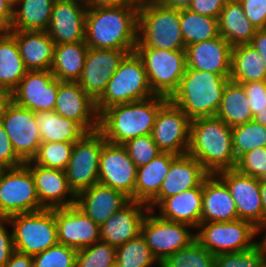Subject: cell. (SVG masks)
<instances>
[{
    "mask_svg": "<svg viewBox=\"0 0 266 267\" xmlns=\"http://www.w3.org/2000/svg\"><path fill=\"white\" fill-rule=\"evenodd\" d=\"M138 13L135 5L88 8L85 43L90 48L135 52L138 40Z\"/></svg>",
    "mask_w": 266,
    "mask_h": 267,
    "instance_id": "obj_1",
    "label": "cell"
},
{
    "mask_svg": "<svg viewBox=\"0 0 266 267\" xmlns=\"http://www.w3.org/2000/svg\"><path fill=\"white\" fill-rule=\"evenodd\" d=\"M187 154L196 158L209 174L235 169L232 128L217 116L191 120Z\"/></svg>",
    "mask_w": 266,
    "mask_h": 267,
    "instance_id": "obj_2",
    "label": "cell"
},
{
    "mask_svg": "<svg viewBox=\"0 0 266 267\" xmlns=\"http://www.w3.org/2000/svg\"><path fill=\"white\" fill-rule=\"evenodd\" d=\"M168 100L154 95L148 99L110 106L99 115V131L107 142L117 145L152 134L157 113Z\"/></svg>",
    "mask_w": 266,
    "mask_h": 267,
    "instance_id": "obj_3",
    "label": "cell"
},
{
    "mask_svg": "<svg viewBox=\"0 0 266 267\" xmlns=\"http://www.w3.org/2000/svg\"><path fill=\"white\" fill-rule=\"evenodd\" d=\"M230 78L209 71L186 68L177 91L169 99L191 120L216 116Z\"/></svg>",
    "mask_w": 266,
    "mask_h": 267,
    "instance_id": "obj_4",
    "label": "cell"
},
{
    "mask_svg": "<svg viewBox=\"0 0 266 267\" xmlns=\"http://www.w3.org/2000/svg\"><path fill=\"white\" fill-rule=\"evenodd\" d=\"M136 47L185 50L180 9L165 7L160 2L139 7Z\"/></svg>",
    "mask_w": 266,
    "mask_h": 267,
    "instance_id": "obj_5",
    "label": "cell"
},
{
    "mask_svg": "<svg viewBox=\"0 0 266 267\" xmlns=\"http://www.w3.org/2000/svg\"><path fill=\"white\" fill-rule=\"evenodd\" d=\"M152 96L154 94L149 86L143 61L136 52H132L120 62L105 92L96 101V109L100 115L110 106L140 101Z\"/></svg>",
    "mask_w": 266,
    "mask_h": 267,
    "instance_id": "obj_6",
    "label": "cell"
},
{
    "mask_svg": "<svg viewBox=\"0 0 266 267\" xmlns=\"http://www.w3.org/2000/svg\"><path fill=\"white\" fill-rule=\"evenodd\" d=\"M135 52L143 61L153 94L170 99L186 72V50L135 47Z\"/></svg>",
    "mask_w": 266,
    "mask_h": 267,
    "instance_id": "obj_7",
    "label": "cell"
},
{
    "mask_svg": "<svg viewBox=\"0 0 266 267\" xmlns=\"http://www.w3.org/2000/svg\"><path fill=\"white\" fill-rule=\"evenodd\" d=\"M7 223L13 226L16 252L33 256L58 244L55 208L16 214Z\"/></svg>",
    "mask_w": 266,
    "mask_h": 267,
    "instance_id": "obj_8",
    "label": "cell"
},
{
    "mask_svg": "<svg viewBox=\"0 0 266 267\" xmlns=\"http://www.w3.org/2000/svg\"><path fill=\"white\" fill-rule=\"evenodd\" d=\"M197 228L201 231L196 232V240L214 256L243 252L259 243L253 238L260 229L247 220L200 223Z\"/></svg>",
    "mask_w": 266,
    "mask_h": 267,
    "instance_id": "obj_9",
    "label": "cell"
},
{
    "mask_svg": "<svg viewBox=\"0 0 266 267\" xmlns=\"http://www.w3.org/2000/svg\"><path fill=\"white\" fill-rule=\"evenodd\" d=\"M42 209L30 169L25 164L5 168L0 174V218Z\"/></svg>",
    "mask_w": 266,
    "mask_h": 267,
    "instance_id": "obj_10",
    "label": "cell"
},
{
    "mask_svg": "<svg viewBox=\"0 0 266 267\" xmlns=\"http://www.w3.org/2000/svg\"><path fill=\"white\" fill-rule=\"evenodd\" d=\"M105 142L99 130L86 133L75 142L65 169L68 185L75 195L99 183V159Z\"/></svg>",
    "mask_w": 266,
    "mask_h": 267,
    "instance_id": "obj_11",
    "label": "cell"
},
{
    "mask_svg": "<svg viewBox=\"0 0 266 267\" xmlns=\"http://www.w3.org/2000/svg\"><path fill=\"white\" fill-rule=\"evenodd\" d=\"M0 122L16 154L24 162L32 160L42 142L35 112L16 104L8 97L0 111Z\"/></svg>",
    "mask_w": 266,
    "mask_h": 267,
    "instance_id": "obj_12",
    "label": "cell"
},
{
    "mask_svg": "<svg viewBox=\"0 0 266 267\" xmlns=\"http://www.w3.org/2000/svg\"><path fill=\"white\" fill-rule=\"evenodd\" d=\"M149 210L141 225V235L145 239L152 254L162 263L168 256L188 246L194 241L195 234L188 229L191 225L166 220L153 215Z\"/></svg>",
    "mask_w": 266,
    "mask_h": 267,
    "instance_id": "obj_13",
    "label": "cell"
},
{
    "mask_svg": "<svg viewBox=\"0 0 266 267\" xmlns=\"http://www.w3.org/2000/svg\"><path fill=\"white\" fill-rule=\"evenodd\" d=\"M191 119L170 100L158 111L152 137L159 150L176 156L187 154Z\"/></svg>",
    "mask_w": 266,
    "mask_h": 267,
    "instance_id": "obj_14",
    "label": "cell"
},
{
    "mask_svg": "<svg viewBox=\"0 0 266 267\" xmlns=\"http://www.w3.org/2000/svg\"><path fill=\"white\" fill-rule=\"evenodd\" d=\"M137 167L123 145L105 142L100 153L98 181L135 200Z\"/></svg>",
    "mask_w": 266,
    "mask_h": 267,
    "instance_id": "obj_15",
    "label": "cell"
},
{
    "mask_svg": "<svg viewBox=\"0 0 266 267\" xmlns=\"http://www.w3.org/2000/svg\"><path fill=\"white\" fill-rule=\"evenodd\" d=\"M58 87L51 70L27 71L9 98L33 112L54 111Z\"/></svg>",
    "mask_w": 266,
    "mask_h": 267,
    "instance_id": "obj_16",
    "label": "cell"
},
{
    "mask_svg": "<svg viewBox=\"0 0 266 267\" xmlns=\"http://www.w3.org/2000/svg\"><path fill=\"white\" fill-rule=\"evenodd\" d=\"M217 175L228 186L235 201L238 219L252 222L262 231L264 210L259 179L244 175L236 169L222 170Z\"/></svg>",
    "mask_w": 266,
    "mask_h": 267,
    "instance_id": "obj_17",
    "label": "cell"
},
{
    "mask_svg": "<svg viewBox=\"0 0 266 267\" xmlns=\"http://www.w3.org/2000/svg\"><path fill=\"white\" fill-rule=\"evenodd\" d=\"M127 54L125 50L88 48L78 83L95 102L105 92L109 80Z\"/></svg>",
    "mask_w": 266,
    "mask_h": 267,
    "instance_id": "obj_18",
    "label": "cell"
},
{
    "mask_svg": "<svg viewBox=\"0 0 266 267\" xmlns=\"http://www.w3.org/2000/svg\"><path fill=\"white\" fill-rule=\"evenodd\" d=\"M54 112L76 121L87 133L99 130L96 102L78 82L59 80Z\"/></svg>",
    "mask_w": 266,
    "mask_h": 267,
    "instance_id": "obj_19",
    "label": "cell"
},
{
    "mask_svg": "<svg viewBox=\"0 0 266 267\" xmlns=\"http://www.w3.org/2000/svg\"><path fill=\"white\" fill-rule=\"evenodd\" d=\"M58 243L76 250L100 241V226L76 205L55 208Z\"/></svg>",
    "mask_w": 266,
    "mask_h": 267,
    "instance_id": "obj_20",
    "label": "cell"
},
{
    "mask_svg": "<svg viewBox=\"0 0 266 267\" xmlns=\"http://www.w3.org/2000/svg\"><path fill=\"white\" fill-rule=\"evenodd\" d=\"M208 175L209 173L196 158L189 154L176 156L171 162L158 195L147 206L154 211V207L165 198L199 187Z\"/></svg>",
    "mask_w": 266,
    "mask_h": 267,
    "instance_id": "obj_21",
    "label": "cell"
},
{
    "mask_svg": "<svg viewBox=\"0 0 266 267\" xmlns=\"http://www.w3.org/2000/svg\"><path fill=\"white\" fill-rule=\"evenodd\" d=\"M25 165L32 173L38 199L44 209L63 208L76 204V195L68 185L65 171L37 165L31 160L26 161ZM66 196L70 199H66Z\"/></svg>",
    "mask_w": 266,
    "mask_h": 267,
    "instance_id": "obj_22",
    "label": "cell"
},
{
    "mask_svg": "<svg viewBox=\"0 0 266 267\" xmlns=\"http://www.w3.org/2000/svg\"><path fill=\"white\" fill-rule=\"evenodd\" d=\"M87 7L76 2L56 0L47 33L57 44L85 42Z\"/></svg>",
    "mask_w": 266,
    "mask_h": 267,
    "instance_id": "obj_23",
    "label": "cell"
},
{
    "mask_svg": "<svg viewBox=\"0 0 266 267\" xmlns=\"http://www.w3.org/2000/svg\"><path fill=\"white\" fill-rule=\"evenodd\" d=\"M149 210L146 204L130 200L100 226V241L118 247L137 237Z\"/></svg>",
    "mask_w": 266,
    "mask_h": 267,
    "instance_id": "obj_24",
    "label": "cell"
},
{
    "mask_svg": "<svg viewBox=\"0 0 266 267\" xmlns=\"http://www.w3.org/2000/svg\"><path fill=\"white\" fill-rule=\"evenodd\" d=\"M187 68L230 78L232 46L220 35L186 46Z\"/></svg>",
    "mask_w": 266,
    "mask_h": 267,
    "instance_id": "obj_25",
    "label": "cell"
},
{
    "mask_svg": "<svg viewBox=\"0 0 266 267\" xmlns=\"http://www.w3.org/2000/svg\"><path fill=\"white\" fill-rule=\"evenodd\" d=\"M130 201L123 192L97 183L76 195V206L99 226Z\"/></svg>",
    "mask_w": 266,
    "mask_h": 267,
    "instance_id": "obj_26",
    "label": "cell"
},
{
    "mask_svg": "<svg viewBox=\"0 0 266 267\" xmlns=\"http://www.w3.org/2000/svg\"><path fill=\"white\" fill-rule=\"evenodd\" d=\"M236 220L237 208L228 186L217 174H209L203 181L201 223Z\"/></svg>",
    "mask_w": 266,
    "mask_h": 267,
    "instance_id": "obj_27",
    "label": "cell"
},
{
    "mask_svg": "<svg viewBox=\"0 0 266 267\" xmlns=\"http://www.w3.org/2000/svg\"><path fill=\"white\" fill-rule=\"evenodd\" d=\"M16 39L25 68L33 70H51L55 46L46 31H11Z\"/></svg>",
    "mask_w": 266,
    "mask_h": 267,
    "instance_id": "obj_28",
    "label": "cell"
},
{
    "mask_svg": "<svg viewBox=\"0 0 266 267\" xmlns=\"http://www.w3.org/2000/svg\"><path fill=\"white\" fill-rule=\"evenodd\" d=\"M203 206V183L177 195L165 198L159 205V216L197 228L201 223Z\"/></svg>",
    "mask_w": 266,
    "mask_h": 267,
    "instance_id": "obj_29",
    "label": "cell"
},
{
    "mask_svg": "<svg viewBox=\"0 0 266 267\" xmlns=\"http://www.w3.org/2000/svg\"><path fill=\"white\" fill-rule=\"evenodd\" d=\"M175 157L162 152L148 164L137 168L135 201L148 205L158 195Z\"/></svg>",
    "mask_w": 266,
    "mask_h": 267,
    "instance_id": "obj_30",
    "label": "cell"
},
{
    "mask_svg": "<svg viewBox=\"0 0 266 267\" xmlns=\"http://www.w3.org/2000/svg\"><path fill=\"white\" fill-rule=\"evenodd\" d=\"M219 34L233 47L250 43L257 29L246 18L239 0H227L218 17Z\"/></svg>",
    "mask_w": 266,
    "mask_h": 267,
    "instance_id": "obj_31",
    "label": "cell"
},
{
    "mask_svg": "<svg viewBox=\"0 0 266 267\" xmlns=\"http://www.w3.org/2000/svg\"><path fill=\"white\" fill-rule=\"evenodd\" d=\"M85 42L63 43L55 46L51 73L60 81L78 82L88 51Z\"/></svg>",
    "mask_w": 266,
    "mask_h": 267,
    "instance_id": "obj_32",
    "label": "cell"
},
{
    "mask_svg": "<svg viewBox=\"0 0 266 267\" xmlns=\"http://www.w3.org/2000/svg\"><path fill=\"white\" fill-rule=\"evenodd\" d=\"M230 80L238 84L266 80L263 58L250 43L232 47Z\"/></svg>",
    "mask_w": 266,
    "mask_h": 267,
    "instance_id": "obj_33",
    "label": "cell"
},
{
    "mask_svg": "<svg viewBox=\"0 0 266 267\" xmlns=\"http://www.w3.org/2000/svg\"><path fill=\"white\" fill-rule=\"evenodd\" d=\"M55 1H18L13 6L12 31H47Z\"/></svg>",
    "mask_w": 266,
    "mask_h": 267,
    "instance_id": "obj_34",
    "label": "cell"
},
{
    "mask_svg": "<svg viewBox=\"0 0 266 267\" xmlns=\"http://www.w3.org/2000/svg\"><path fill=\"white\" fill-rule=\"evenodd\" d=\"M27 71L16 39L10 33L0 35V88L10 95Z\"/></svg>",
    "mask_w": 266,
    "mask_h": 267,
    "instance_id": "obj_35",
    "label": "cell"
},
{
    "mask_svg": "<svg viewBox=\"0 0 266 267\" xmlns=\"http://www.w3.org/2000/svg\"><path fill=\"white\" fill-rule=\"evenodd\" d=\"M42 142H76L87 132L74 120L54 111L35 112Z\"/></svg>",
    "mask_w": 266,
    "mask_h": 267,
    "instance_id": "obj_36",
    "label": "cell"
},
{
    "mask_svg": "<svg viewBox=\"0 0 266 267\" xmlns=\"http://www.w3.org/2000/svg\"><path fill=\"white\" fill-rule=\"evenodd\" d=\"M216 116L231 128L253 120L254 116L241 84L231 80L226 84Z\"/></svg>",
    "mask_w": 266,
    "mask_h": 267,
    "instance_id": "obj_37",
    "label": "cell"
},
{
    "mask_svg": "<svg viewBox=\"0 0 266 267\" xmlns=\"http://www.w3.org/2000/svg\"><path fill=\"white\" fill-rule=\"evenodd\" d=\"M180 27L185 47L220 36L218 18L180 9Z\"/></svg>",
    "mask_w": 266,
    "mask_h": 267,
    "instance_id": "obj_38",
    "label": "cell"
},
{
    "mask_svg": "<svg viewBox=\"0 0 266 267\" xmlns=\"http://www.w3.org/2000/svg\"><path fill=\"white\" fill-rule=\"evenodd\" d=\"M155 263L160 267L141 234L116 247L115 264L118 267H151Z\"/></svg>",
    "mask_w": 266,
    "mask_h": 267,
    "instance_id": "obj_39",
    "label": "cell"
},
{
    "mask_svg": "<svg viewBox=\"0 0 266 267\" xmlns=\"http://www.w3.org/2000/svg\"><path fill=\"white\" fill-rule=\"evenodd\" d=\"M232 143L238 160L243 154L266 147V127L254 120L232 128Z\"/></svg>",
    "mask_w": 266,
    "mask_h": 267,
    "instance_id": "obj_40",
    "label": "cell"
},
{
    "mask_svg": "<svg viewBox=\"0 0 266 267\" xmlns=\"http://www.w3.org/2000/svg\"><path fill=\"white\" fill-rule=\"evenodd\" d=\"M215 256L196 239L168 256L160 267H214Z\"/></svg>",
    "mask_w": 266,
    "mask_h": 267,
    "instance_id": "obj_41",
    "label": "cell"
},
{
    "mask_svg": "<svg viewBox=\"0 0 266 267\" xmlns=\"http://www.w3.org/2000/svg\"><path fill=\"white\" fill-rule=\"evenodd\" d=\"M75 142H41L32 162L47 168L65 171Z\"/></svg>",
    "mask_w": 266,
    "mask_h": 267,
    "instance_id": "obj_42",
    "label": "cell"
},
{
    "mask_svg": "<svg viewBox=\"0 0 266 267\" xmlns=\"http://www.w3.org/2000/svg\"><path fill=\"white\" fill-rule=\"evenodd\" d=\"M115 259L116 247L98 241L77 251L75 267H111Z\"/></svg>",
    "mask_w": 266,
    "mask_h": 267,
    "instance_id": "obj_43",
    "label": "cell"
},
{
    "mask_svg": "<svg viewBox=\"0 0 266 267\" xmlns=\"http://www.w3.org/2000/svg\"><path fill=\"white\" fill-rule=\"evenodd\" d=\"M266 262V251L259 242L254 248L243 252L216 255L214 267H262Z\"/></svg>",
    "mask_w": 266,
    "mask_h": 267,
    "instance_id": "obj_44",
    "label": "cell"
},
{
    "mask_svg": "<svg viewBox=\"0 0 266 267\" xmlns=\"http://www.w3.org/2000/svg\"><path fill=\"white\" fill-rule=\"evenodd\" d=\"M77 251L58 243L33 255V267H75Z\"/></svg>",
    "mask_w": 266,
    "mask_h": 267,
    "instance_id": "obj_45",
    "label": "cell"
},
{
    "mask_svg": "<svg viewBox=\"0 0 266 267\" xmlns=\"http://www.w3.org/2000/svg\"><path fill=\"white\" fill-rule=\"evenodd\" d=\"M137 168L148 164L162 153L151 134L135 137L123 144Z\"/></svg>",
    "mask_w": 266,
    "mask_h": 267,
    "instance_id": "obj_46",
    "label": "cell"
},
{
    "mask_svg": "<svg viewBox=\"0 0 266 267\" xmlns=\"http://www.w3.org/2000/svg\"><path fill=\"white\" fill-rule=\"evenodd\" d=\"M235 169L248 176L260 178L266 172V147H259L243 154Z\"/></svg>",
    "mask_w": 266,
    "mask_h": 267,
    "instance_id": "obj_47",
    "label": "cell"
},
{
    "mask_svg": "<svg viewBox=\"0 0 266 267\" xmlns=\"http://www.w3.org/2000/svg\"><path fill=\"white\" fill-rule=\"evenodd\" d=\"M248 98L253 116L266 107V80L240 83Z\"/></svg>",
    "mask_w": 266,
    "mask_h": 267,
    "instance_id": "obj_48",
    "label": "cell"
},
{
    "mask_svg": "<svg viewBox=\"0 0 266 267\" xmlns=\"http://www.w3.org/2000/svg\"><path fill=\"white\" fill-rule=\"evenodd\" d=\"M246 18L257 29L266 27V0H239Z\"/></svg>",
    "mask_w": 266,
    "mask_h": 267,
    "instance_id": "obj_49",
    "label": "cell"
},
{
    "mask_svg": "<svg viewBox=\"0 0 266 267\" xmlns=\"http://www.w3.org/2000/svg\"><path fill=\"white\" fill-rule=\"evenodd\" d=\"M0 164L5 168L19 167L25 162L16 154L7 132L0 122Z\"/></svg>",
    "mask_w": 266,
    "mask_h": 267,
    "instance_id": "obj_50",
    "label": "cell"
},
{
    "mask_svg": "<svg viewBox=\"0 0 266 267\" xmlns=\"http://www.w3.org/2000/svg\"><path fill=\"white\" fill-rule=\"evenodd\" d=\"M4 223L7 224V219L0 218V267H4L15 252L13 231L10 234Z\"/></svg>",
    "mask_w": 266,
    "mask_h": 267,
    "instance_id": "obj_51",
    "label": "cell"
},
{
    "mask_svg": "<svg viewBox=\"0 0 266 267\" xmlns=\"http://www.w3.org/2000/svg\"><path fill=\"white\" fill-rule=\"evenodd\" d=\"M227 0H193L188 8L200 15L218 18Z\"/></svg>",
    "mask_w": 266,
    "mask_h": 267,
    "instance_id": "obj_52",
    "label": "cell"
},
{
    "mask_svg": "<svg viewBox=\"0 0 266 267\" xmlns=\"http://www.w3.org/2000/svg\"><path fill=\"white\" fill-rule=\"evenodd\" d=\"M13 5L8 0H0V35L12 31Z\"/></svg>",
    "mask_w": 266,
    "mask_h": 267,
    "instance_id": "obj_53",
    "label": "cell"
},
{
    "mask_svg": "<svg viewBox=\"0 0 266 267\" xmlns=\"http://www.w3.org/2000/svg\"><path fill=\"white\" fill-rule=\"evenodd\" d=\"M4 267H33V256L15 251Z\"/></svg>",
    "mask_w": 266,
    "mask_h": 267,
    "instance_id": "obj_54",
    "label": "cell"
},
{
    "mask_svg": "<svg viewBox=\"0 0 266 267\" xmlns=\"http://www.w3.org/2000/svg\"><path fill=\"white\" fill-rule=\"evenodd\" d=\"M250 44L258 51L263 58L266 68V31L264 29L257 30Z\"/></svg>",
    "mask_w": 266,
    "mask_h": 267,
    "instance_id": "obj_55",
    "label": "cell"
},
{
    "mask_svg": "<svg viewBox=\"0 0 266 267\" xmlns=\"http://www.w3.org/2000/svg\"><path fill=\"white\" fill-rule=\"evenodd\" d=\"M132 6L128 0H89V8Z\"/></svg>",
    "mask_w": 266,
    "mask_h": 267,
    "instance_id": "obj_56",
    "label": "cell"
},
{
    "mask_svg": "<svg viewBox=\"0 0 266 267\" xmlns=\"http://www.w3.org/2000/svg\"><path fill=\"white\" fill-rule=\"evenodd\" d=\"M193 0H159V2L168 8L188 9Z\"/></svg>",
    "mask_w": 266,
    "mask_h": 267,
    "instance_id": "obj_57",
    "label": "cell"
},
{
    "mask_svg": "<svg viewBox=\"0 0 266 267\" xmlns=\"http://www.w3.org/2000/svg\"><path fill=\"white\" fill-rule=\"evenodd\" d=\"M260 192L262 198V205L264 210V225L266 224V182H259Z\"/></svg>",
    "mask_w": 266,
    "mask_h": 267,
    "instance_id": "obj_58",
    "label": "cell"
},
{
    "mask_svg": "<svg viewBox=\"0 0 266 267\" xmlns=\"http://www.w3.org/2000/svg\"><path fill=\"white\" fill-rule=\"evenodd\" d=\"M253 120L256 123L262 124L264 127H266V107L262 111L258 112L254 116Z\"/></svg>",
    "mask_w": 266,
    "mask_h": 267,
    "instance_id": "obj_59",
    "label": "cell"
},
{
    "mask_svg": "<svg viewBox=\"0 0 266 267\" xmlns=\"http://www.w3.org/2000/svg\"><path fill=\"white\" fill-rule=\"evenodd\" d=\"M132 5L139 7H142L144 5L152 4L159 2V0H128Z\"/></svg>",
    "mask_w": 266,
    "mask_h": 267,
    "instance_id": "obj_60",
    "label": "cell"
},
{
    "mask_svg": "<svg viewBox=\"0 0 266 267\" xmlns=\"http://www.w3.org/2000/svg\"><path fill=\"white\" fill-rule=\"evenodd\" d=\"M9 97V95L3 91L1 88H0V106L3 105V103L5 102V100Z\"/></svg>",
    "mask_w": 266,
    "mask_h": 267,
    "instance_id": "obj_61",
    "label": "cell"
},
{
    "mask_svg": "<svg viewBox=\"0 0 266 267\" xmlns=\"http://www.w3.org/2000/svg\"><path fill=\"white\" fill-rule=\"evenodd\" d=\"M65 1L80 3L84 6H86L87 8H89V0H65Z\"/></svg>",
    "mask_w": 266,
    "mask_h": 267,
    "instance_id": "obj_62",
    "label": "cell"
},
{
    "mask_svg": "<svg viewBox=\"0 0 266 267\" xmlns=\"http://www.w3.org/2000/svg\"><path fill=\"white\" fill-rule=\"evenodd\" d=\"M266 229V224L262 227V229ZM262 241H260V243L263 245V247L265 248L266 251V234L263 236V238L261 239Z\"/></svg>",
    "mask_w": 266,
    "mask_h": 267,
    "instance_id": "obj_63",
    "label": "cell"
},
{
    "mask_svg": "<svg viewBox=\"0 0 266 267\" xmlns=\"http://www.w3.org/2000/svg\"><path fill=\"white\" fill-rule=\"evenodd\" d=\"M259 182H266V172L259 178Z\"/></svg>",
    "mask_w": 266,
    "mask_h": 267,
    "instance_id": "obj_64",
    "label": "cell"
},
{
    "mask_svg": "<svg viewBox=\"0 0 266 267\" xmlns=\"http://www.w3.org/2000/svg\"><path fill=\"white\" fill-rule=\"evenodd\" d=\"M13 6L20 0H8Z\"/></svg>",
    "mask_w": 266,
    "mask_h": 267,
    "instance_id": "obj_65",
    "label": "cell"
},
{
    "mask_svg": "<svg viewBox=\"0 0 266 267\" xmlns=\"http://www.w3.org/2000/svg\"><path fill=\"white\" fill-rule=\"evenodd\" d=\"M4 169L5 167L0 164V174L3 172Z\"/></svg>",
    "mask_w": 266,
    "mask_h": 267,
    "instance_id": "obj_66",
    "label": "cell"
}]
</instances>
